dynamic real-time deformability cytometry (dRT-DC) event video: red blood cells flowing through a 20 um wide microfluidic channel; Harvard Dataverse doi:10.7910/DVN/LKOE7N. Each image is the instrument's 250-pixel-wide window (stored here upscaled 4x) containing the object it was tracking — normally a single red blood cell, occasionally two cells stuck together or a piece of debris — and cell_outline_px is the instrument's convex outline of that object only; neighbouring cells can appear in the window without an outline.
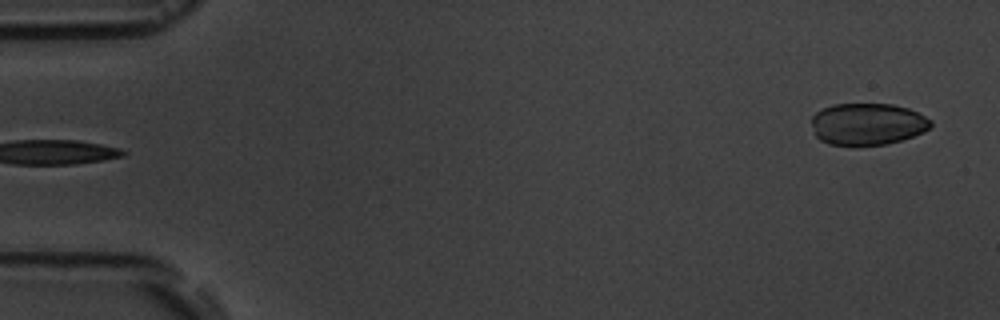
{"species": "common noctule bat (a hibernating species)", "species_latin": "Nyctalus noctula", "temperature_condition": "room temperature", "stored_images_in_passage": 4, "segment_of_instrument_passage": [2, 2], "camera_frame_rate_fps": 3000, "um_per_image_px": 0.085, "animal": {"sex": "male", "body_mass_g": 19.5, "forearm_length_mm": 54.6}, "frame": {"image": 1, "passage_image": 4, "time_ms": 4.333, "image_size_px": [1000, 320], "cell_outline_px": [[932, 124], [924, 132], [888, 144], [856, 148], [828, 144], [820, 140], [816, 136], [812, 124], [812, 116], [816, 112], [832, 104], [892, 104], [908, 108], [932, 120]], "centroid_in_image_um": [73.71, 10.58], "position_along_channel_um": 11.3, "area_um2": 29.65}}